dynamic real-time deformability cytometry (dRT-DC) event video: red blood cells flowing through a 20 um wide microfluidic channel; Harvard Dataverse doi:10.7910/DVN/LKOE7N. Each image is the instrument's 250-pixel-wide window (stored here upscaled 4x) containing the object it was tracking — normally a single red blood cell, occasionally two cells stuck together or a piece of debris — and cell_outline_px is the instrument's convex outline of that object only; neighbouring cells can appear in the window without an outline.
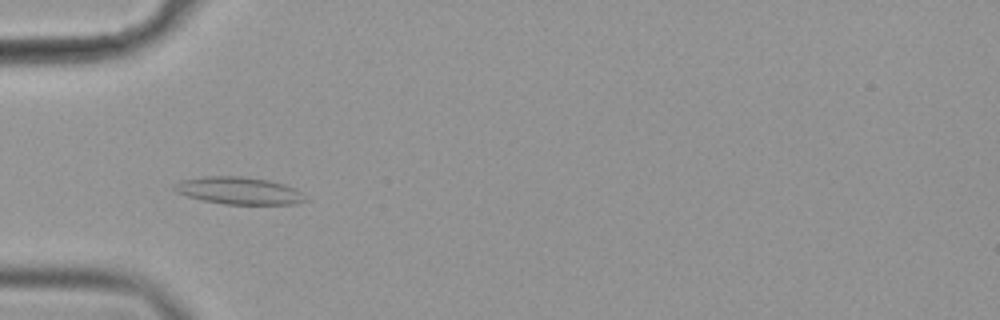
{"species": "common noctule bat (a hibernating species)", "species_latin": "Nyctalus noctula", "temperature_condition": "cold", "stored_images_in_passage": 43, "camera_frame_rate_fps": 3000, "um_per_image_px": 0.085, "animal": {"sex": "female", "body_mass_g": 19.9}, "frame": {"image": 1, "passage_image": 5, "time_ms": 1.333, "image_size_px": [1000, 320], "cell_outline_px": [[308, 200], [296, 204], [224, 204], [200, 200], [176, 192], [172, 188], [172, 184], [180, 180], [204, 176], [240, 176], [268, 180], [284, 184], [300, 192]], "centroid_in_image_um": [20.24, 16.2], "position_along_channel_um": 64.8, "area_um2": 20.87}}
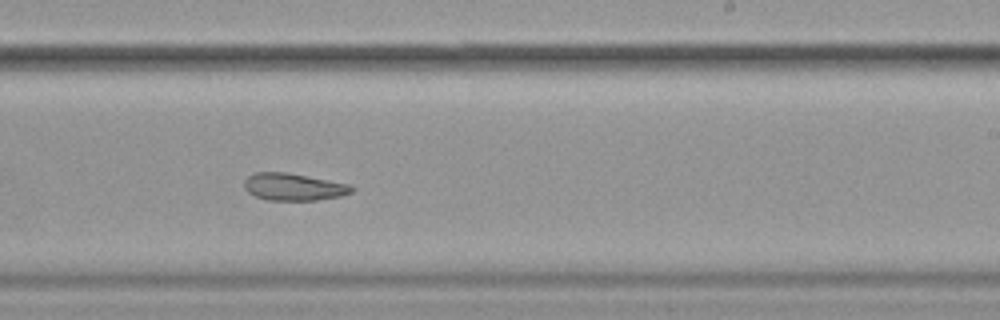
{"frame": {"image": 2, "passage_image": 22, "time_ms": 7.0, "image_size_px": [1000, 320], "cell_outline_px": [[356, 188], [352, 192], [340, 196], [316, 200], [264, 200], [248, 192], [244, 188], [244, 180], [248, 176], [256, 172], [288, 172], [352, 184]], "centroid_in_image_um": [24.98, 15.88], "position_along_channel_um": 264.0, "area_um2": 17.28}}
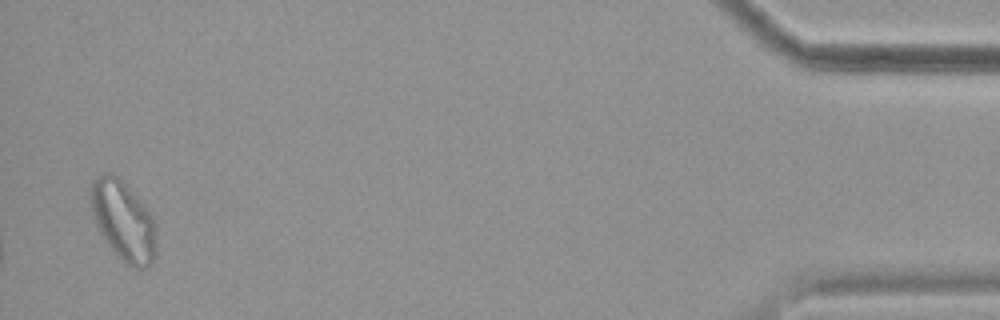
{"frame": {"image": 3, "passage_image": 42, "time_ms": 13.667, "image_size_px": [1000, 320], "cell_outline_px": [[156, 256], [152, 264], [140, 268], [132, 268], [124, 264], [104, 240], [96, 224], [92, 212], [88, 196], [92, 180], [96, 176], [108, 172], [112, 172], [120, 176], [140, 200], [152, 216], [156, 232]], "centroid_in_image_um": [10.46, 18.75], "position_along_channel_um": 424.7, "area_um2": 31.1}, "authors_computed_cell_mechanics": {"area_um2": 18.6694, "velocity_mm_per_s": 3.5642, "shape_relaxation_time_tau1_ms": null, "shape_relaxation_time_tau2_ms": 4.7931, "deformation_change_tau1": null, "deformation_change_tau2": 0.1143}}